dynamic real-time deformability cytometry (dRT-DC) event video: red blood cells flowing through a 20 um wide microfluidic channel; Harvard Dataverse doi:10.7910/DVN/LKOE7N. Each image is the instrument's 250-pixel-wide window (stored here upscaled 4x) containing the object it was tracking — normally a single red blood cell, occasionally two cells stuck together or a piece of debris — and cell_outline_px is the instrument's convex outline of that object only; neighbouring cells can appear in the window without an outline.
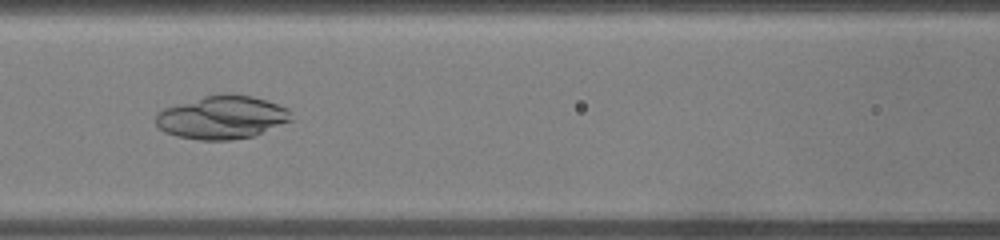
{"species": "common noctule bat (a hibernating species)", "species_latin": "Nyctalus noctula", "temperature_condition": "warm", "stored_images_in_passage": 37, "camera_frame_rate_fps": 3000, "um_per_image_px": 0.085, "animal": {"sex": "male", "body_mass_g": 19.0, "forearm_length_mm": 50.8}, "frame": {"image": 1, "passage_image": 16, "time_ms": 5.0, "image_size_px": [1000, 240], "cell_outline_px": [[292, 120], [252, 136], [232, 140], [200, 140], [176, 136], [164, 132], [156, 124], [156, 116], [164, 108], [204, 96], [252, 96], [288, 108]], "centroid_in_image_um": [18.84, 10.01], "position_along_channel_um": 147.8, "area_um2": 33.18}}
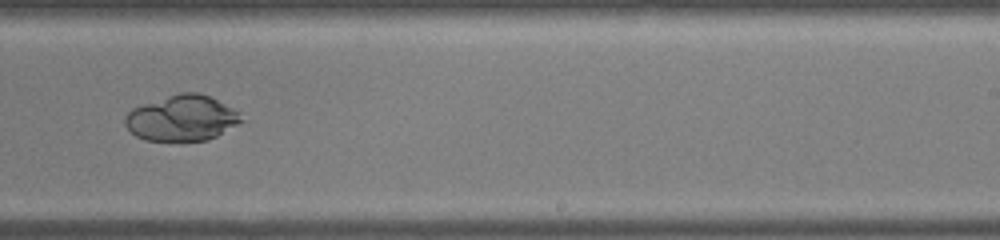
{"frame": {"image": 2, "passage_image": 23, "time_ms": 7.333, "image_size_px": [1000, 240], "cell_outline_px": [[244, 120], [216, 136], [208, 140], [180, 144], [144, 140], [136, 136], [124, 124], [124, 116], [132, 108], [180, 92], [200, 92], [232, 108]], "centroid_in_image_um": [15.41, 10.1], "position_along_channel_um": 273.6, "area_um2": 31.33}}
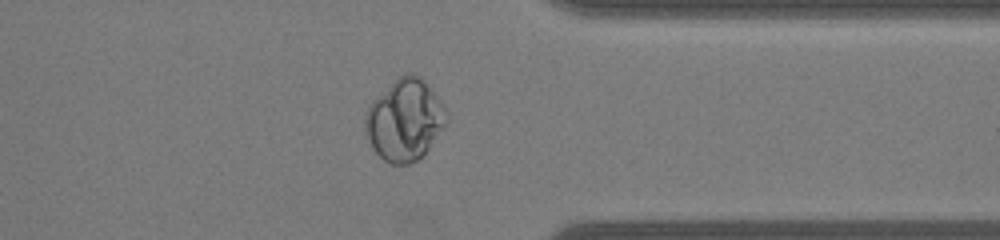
{"frame": {"image": 3, "passage_image": 29, "time_ms": 9.333, "image_size_px": [1000, 240], "cell_outline_px": [[448, 124], [424, 156], [408, 164], [392, 164], [384, 160], [372, 148], [364, 128], [364, 112], [372, 100], [400, 76], [408, 72], [420, 76], [424, 80], [444, 104], [448, 112]], "centroid_in_image_um": [34.43, 10.21], "position_along_channel_um": 377.0, "area_um2": 39.13}}